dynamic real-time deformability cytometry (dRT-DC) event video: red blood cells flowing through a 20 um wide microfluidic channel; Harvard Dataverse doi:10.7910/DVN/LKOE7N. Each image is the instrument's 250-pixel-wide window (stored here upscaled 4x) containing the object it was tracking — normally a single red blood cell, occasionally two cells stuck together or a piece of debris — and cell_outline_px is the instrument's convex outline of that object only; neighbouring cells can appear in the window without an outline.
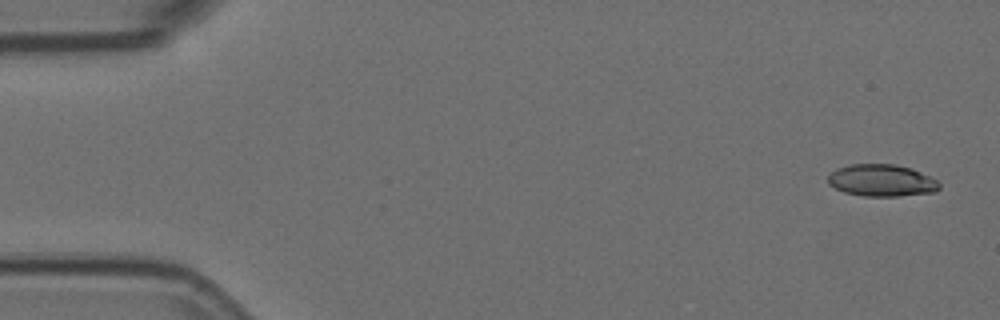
{"species": "Egyptian fruit bat (a non-hibernating species)", "species_latin": "Rousettus aegyptiacus", "temperature_condition": "room temperature", "stored_images_in_passage": 5, "camera_frame_rate_fps": 3000, "um_per_image_px": 0.085, "animal": {"sex": "female"}, "frame": {"image": 1, "passage_image": 1, "time_ms": 0.0, "image_size_px": [1000, 320], "cell_outline_px": [[940, 188], [936, 192], [900, 196], [864, 196], [844, 192], [828, 184], [828, 176], [836, 168], [852, 164], [896, 164], [912, 168], [936, 180], [940, 184]], "centroid_in_image_um": [74.95, 15.34], "position_along_channel_um": 10.1, "area_um2": 20.81}}
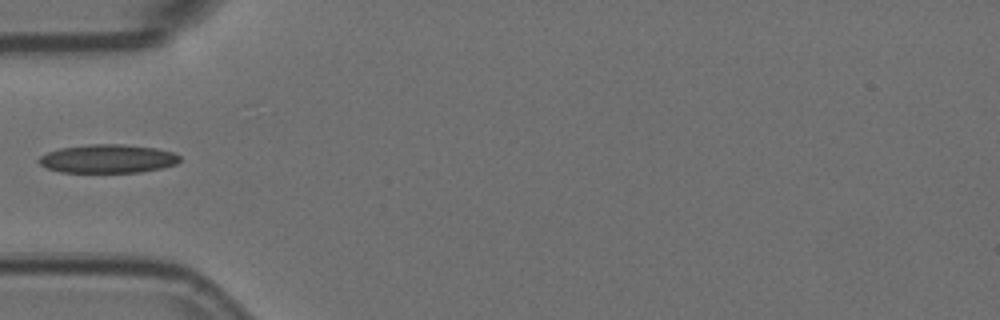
{"frame": {"image": 2, "passage_image": 5, "time_ms": 1.333, "image_size_px": [1000, 320], "cell_outline_px": [[180, 160], [176, 164], [164, 168], [140, 172], [60, 172], [48, 168], [40, 164], [36, 160], [40, 156], [48, 152], [60, 148], [88, 144], [124, 144], [156, 148], [172, 152], [180, 156]], "centroid_in_image_um": [9.17, 13.49], "position_along_channel_um": 75.8, "area_um2": 23.52}}